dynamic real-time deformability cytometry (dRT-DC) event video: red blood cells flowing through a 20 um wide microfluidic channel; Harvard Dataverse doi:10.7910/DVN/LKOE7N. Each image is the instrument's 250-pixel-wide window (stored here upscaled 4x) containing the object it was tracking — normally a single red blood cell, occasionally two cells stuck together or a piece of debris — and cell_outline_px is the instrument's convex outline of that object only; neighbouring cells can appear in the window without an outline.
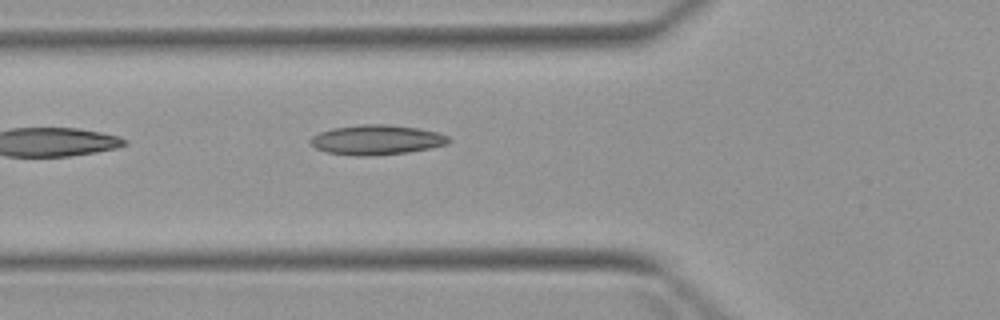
{"species": "Egyptian fruit bat (a non-hibernating species)", "species_latin": "Rousettus aegyptiacus", "temperature_condition": "warm", "stored_images_in_passage": 5, "camera_frame_rate_fps": 3000, "um_per_image_px": 0.085, "animal": {"sex": "female"}, "frame": {"image": 1, "passage_image": 5, "time_ms": 5.333, "image_size_px": [1000, 320], "cell_outline_px": [[452, 140], [448, 144], [432, 148], [408, 152], [368, 156], [356, 156], [328, 152], [316, 148], [308, 140], [312, 136], [320, 132], [332, 128], [360, 124], [388, 124], [416, 128], [436, 132], [448, 136]], "centroid_in_image_um": [32.02, 11.88], "position_along_channel_um": 93.8, "area_um2": 24.04}}